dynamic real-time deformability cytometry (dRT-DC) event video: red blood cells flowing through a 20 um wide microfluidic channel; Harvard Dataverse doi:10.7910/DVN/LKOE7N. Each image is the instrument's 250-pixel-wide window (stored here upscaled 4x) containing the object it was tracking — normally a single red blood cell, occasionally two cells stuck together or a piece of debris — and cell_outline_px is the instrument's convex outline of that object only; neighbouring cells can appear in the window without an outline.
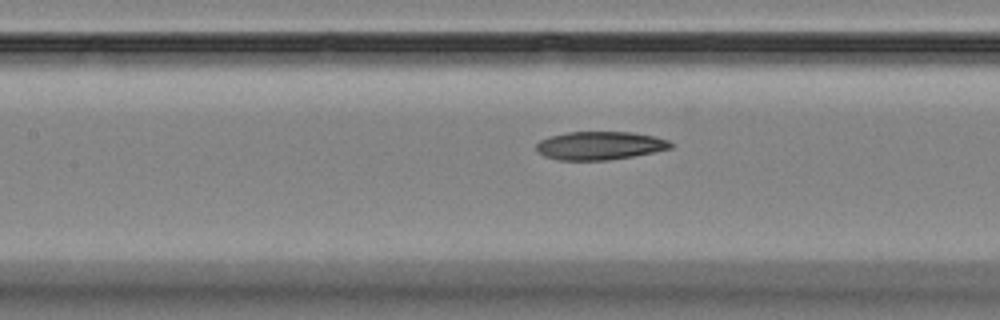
{"species": "Egyptian fruit bat (a non-hibernating species)", "species_latin": "Rousettus aegyptiacus", "temperature_condition": "room temperature", "stored_images_in_passage": 5, "segment_of_instrument_passage": [2, 2], "camera_frame_rate_fps": 3000, "um_per_image_px": 0.085, "animal": {"sex": "female"}, "frame": {"image": 1, "passage_image": 5, "time_ms": 4.667, "image_size_px": [1000, 320], "cell_outline_px": [[672, 148], [632, 156], [608, 160], [556, 160], [544, 156], [536, 152], [536, 144], [540, 140], [552, 136], [568, 132], [632, 132], [656, 136], [668, 140], [672, 144]], "centroid_in_image_um": [50.96, 12.38], "position_along_channel_um": 156.4, "area_um2": 22.14}}